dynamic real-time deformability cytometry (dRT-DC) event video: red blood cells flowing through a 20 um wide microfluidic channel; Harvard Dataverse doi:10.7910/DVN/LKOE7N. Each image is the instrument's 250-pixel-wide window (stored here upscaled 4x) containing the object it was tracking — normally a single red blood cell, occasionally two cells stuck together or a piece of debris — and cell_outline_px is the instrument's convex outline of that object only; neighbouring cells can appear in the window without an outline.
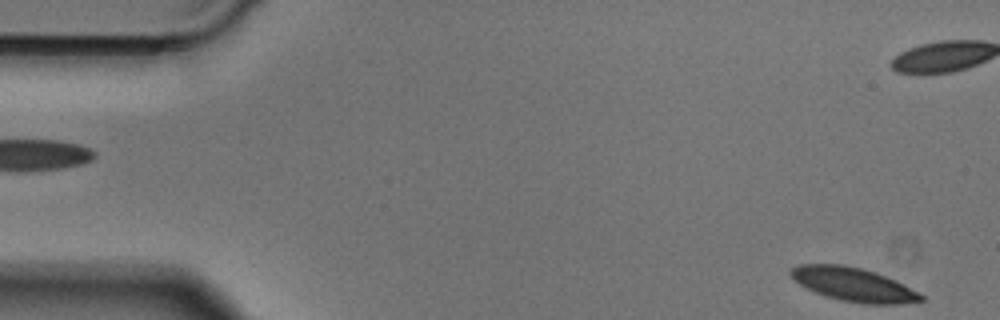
{"species": "Egyptian fruit bat (a non-hibernating species)", "species_latin": "Rousettus aegyptiacus", "temperature_condition": "cold", "stored_images_in_passage": 4, "camera_frame_rate_fps": 3000, "um_per_image_px": 0.085, "animal": {"sex": "male"}, "frame": {"image": 1, "passage_image": 2, "time_ms": 0.333, "image_size_px": [1000, 320], "cell_outline_px": [[924, 300], [900, 304], [864, 304], [840, 300], [816, 292], [800, 284], [788, 272], [792, 268], [800, 264], [844, 264], [860, 268], [884, 276], [924, 296]], "centroid_in_image_um": [72.5, 24.18], "position_along_channel_um": 12.5, "area_um2": 24.85}}